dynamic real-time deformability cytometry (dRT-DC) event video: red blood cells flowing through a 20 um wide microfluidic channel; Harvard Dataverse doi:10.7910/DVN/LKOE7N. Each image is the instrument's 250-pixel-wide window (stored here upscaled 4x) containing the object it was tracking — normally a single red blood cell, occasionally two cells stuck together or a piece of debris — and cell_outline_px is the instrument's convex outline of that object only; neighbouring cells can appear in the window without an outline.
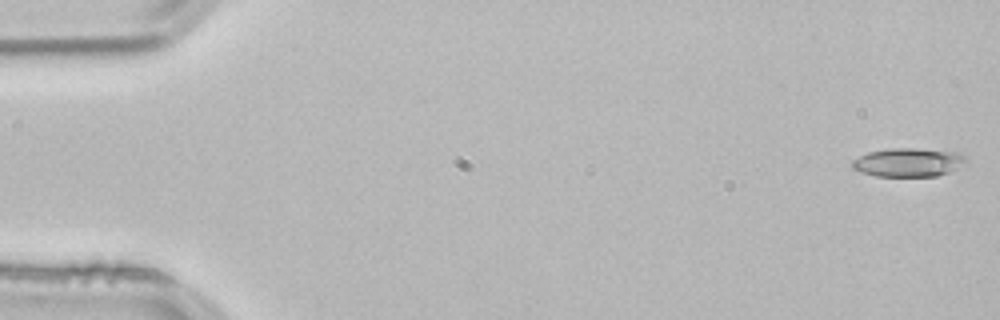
{"species": "common noctule bat (a hibernating species)", "species_latin": "Nyctalus noctula", "temperature_condition": "room temperature", "stored_images_in_passage": 53, "camera_frame_rate_fps": 3000, "um_per_image_px": 0.085, "animal": {"sex": "male", "body_mass_g": 21.5, "forearm_length_mm": 52.0}, "frame": {"image": 1, "passage_image": 1, "time_ms": 0.0, "image_size_px": [1000, 320], "cell_outline_px": [[968, 164], [948, 172], [936, 176], [876, 176], [860, 172], [852, 168], [852, 160], [868, 152], [892, 148], [916, 148], [956, 152], [964, 156], [968, 160]], "centroid_in_image_um": [77.23, 13.8], "position_along_channel_um": 7.8, "area_um2": 19.07}}
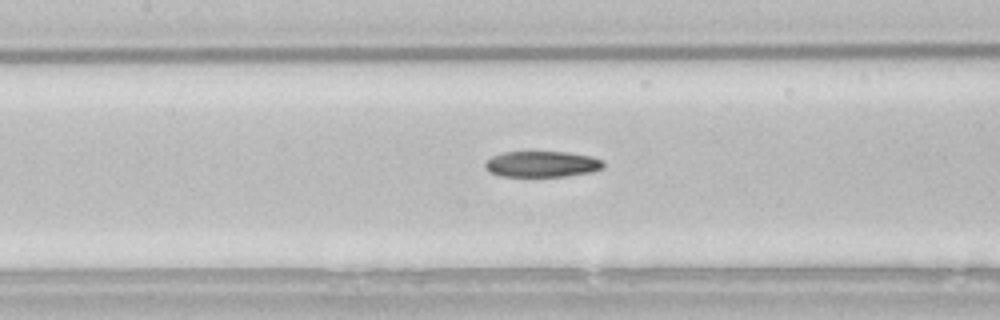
{"frame": {"image": 2, "passage_image": 24, "time_ms": 7.667, "image_size_px": [1000, 320], "cell_outline_px": [[604, 168], [592, 172], [564, 176], [500, 176], [488, 172], [484, 168], [484, 164], [492, 156], [504, 152], [568, 152], [592, 156], [604, 160]], "centroid_in_image_um": [46.09, 13.95], "position_along_channel_um": 161.3, "area_um2": 18.03}}
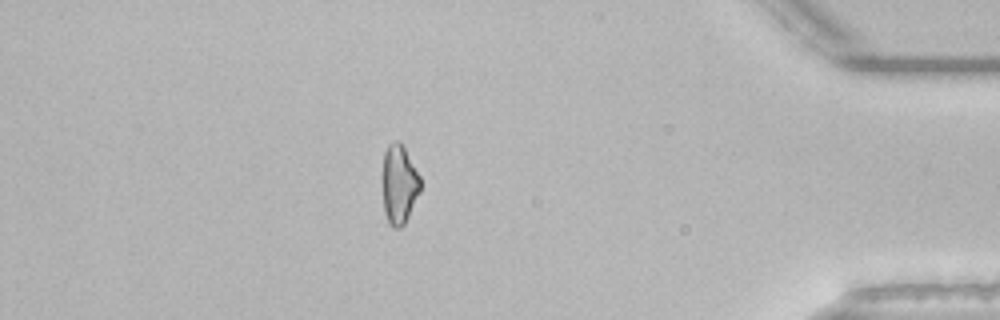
{"frame": {"image": 3, "passage_image": 46, "time_ms": 15.0, "image_size_px": [1000, 320], "cell_outline_px": [[420, 192], [404, 224], [400, 228], [392, 228], [388, 224], [384, 212], [384, 152], [388, 144], [396, 140], [404, 148], [420, 176]], "centroid_in_image_um": [33.94, 15.71], "position_along_channel_um": 401.3, "area_um2": 17.05}, "authors_computed_cell_mechanics": {"area_um2": 18.5538, "velocity_mm_per_s": 3.8563, "shape_relaxation_time_tau1_ms": null, "shape_relaxation_time_tau2_ms": 7.8195, "deformation_change_tau1": null, "deformation_change_tau2": 0.1875}}